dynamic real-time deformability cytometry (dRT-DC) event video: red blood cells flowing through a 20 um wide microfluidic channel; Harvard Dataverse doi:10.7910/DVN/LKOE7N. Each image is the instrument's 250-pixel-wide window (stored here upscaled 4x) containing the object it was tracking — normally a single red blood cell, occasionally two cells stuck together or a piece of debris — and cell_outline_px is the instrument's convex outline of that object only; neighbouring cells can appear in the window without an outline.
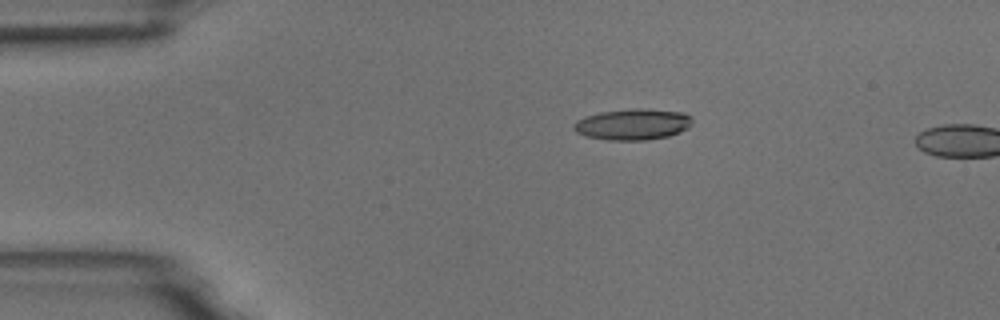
{"species": "common noctule bat (a hibernating species)", "species_latin": "Nyctalus noctula", "temperature_condition": "room temperature", "stored_images_in_passage": 2, "camera_frame_rate_fps": 3000, "um_per_image_px": 0.085, "animal": {"sex": "male", "body_mass_g": 18.8}, "frame": {"image": 1, "passage_image": 1, "time_ms": 0.0, "image_size_px": [1000, 320], "cell_outline_px": [[692, 124], [688, 128], [680, 132], [668, 136], [648, 140], [608, 140], [584, 136], [576, 132], [572, 128], [572, 124], [576, 120], [584, 116], [600, 112], [632, 108], [644, 108], [684, 112], [692, 116]], "centroid_in_image_um": [53.78, 10.56], "position_along_channel_um": 31.2, "area_um2": 21.91}}